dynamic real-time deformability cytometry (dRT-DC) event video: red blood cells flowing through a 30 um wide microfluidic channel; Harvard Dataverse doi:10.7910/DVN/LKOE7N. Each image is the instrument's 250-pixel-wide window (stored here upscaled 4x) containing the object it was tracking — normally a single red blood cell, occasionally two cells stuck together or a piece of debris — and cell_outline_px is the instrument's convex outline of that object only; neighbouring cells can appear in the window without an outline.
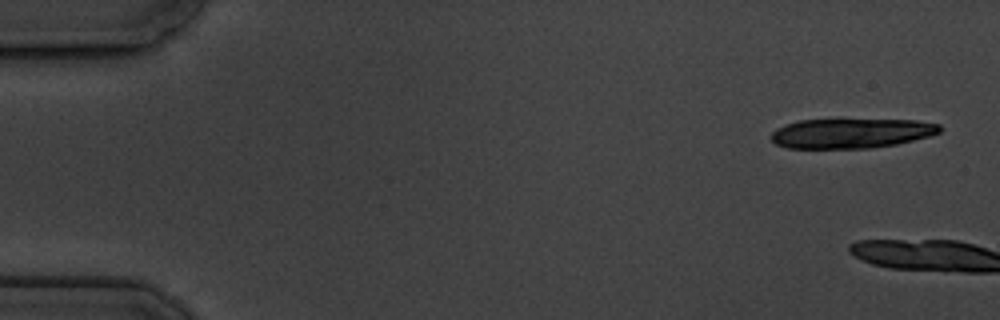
{"species": "common noctule bat (a hibernating species)", "species_latin": "Nyctalus noctula", "temperature_condition": "cold", "stored_images_in_passage": 2, "camera_frame_rate_fps": 3000, "um_per_image_px": 0.085, "animal": {"sex": "male", "body_mass_g": 19.5, "forearm_length_mm": 54.6}, "frame": {"image": 1, "passage_image": 1, "time_ms": 0.0, "image_size_px": [1000, 320], "cell_outline_px": [[940, 132], [928, 136], [896, 144], [868, 148], [788, 148], [776, 144], [772, 140], [772, 132], [776, 128], [784, 124], [796, 120], [916, 120], [940, 124]], "centroid_in_image_um": [72.31, 11.32], "position_along_channel_um": 12.7, "area_um2": 29.02}}